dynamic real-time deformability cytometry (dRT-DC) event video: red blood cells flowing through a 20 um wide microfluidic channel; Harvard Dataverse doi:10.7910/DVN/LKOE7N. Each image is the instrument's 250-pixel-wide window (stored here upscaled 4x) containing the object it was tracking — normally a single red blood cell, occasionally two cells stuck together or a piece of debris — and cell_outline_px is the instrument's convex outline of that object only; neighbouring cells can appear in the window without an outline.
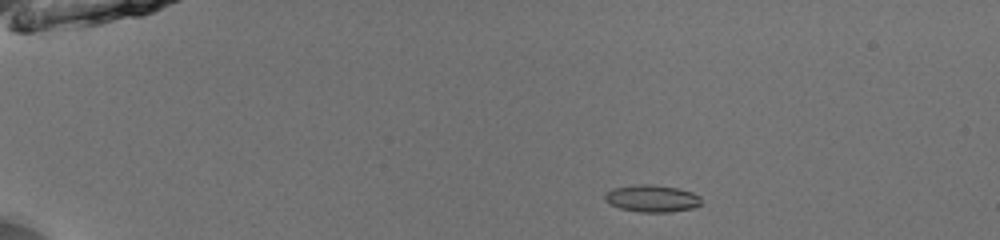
{"species": "common noctule bat (a hibernating species)", "species_latin": "Nyctalus noctula", "temperature_condition": "room temperature", "stored_images_in_passage": 53, "camera_frame_rate_fps": 3000, "um_per_image_px": 0.085, "animal": {"sex": "male", "body_mass_g": 13.0, "forearm_length_mm": 53.1}, "frame": {"image": 1, "passage_image": 11, "time_ms": 3.333, "image_size_px": [1000, 240], "cell_outline_px": [[700, 204], [692, 208], [668, 212], [640, 212], [620, 208], [608, 204], [604, 200], [604, 196], [612, 188], [632, 184], [652, 184], [676, 188], [692, 192], [700, 196]], "centroid_in_image_um": [55.37, 16.86], "position_along_channel_um": 29.6, "area_um2": 15.26}}
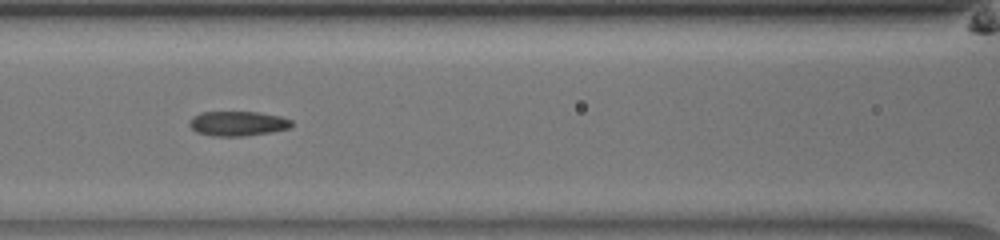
{"frame": {"image": 2, "passage_image": 26, "time_ms": 8.333, "image_size_px": [1000, 240], "cell_outline_px": [[292, 124], [288, 128], [272, 132], [244, 136], [212, 136], [196, 132], [188, 124], [192, 116], [200, 112], [260, 112], [280, 116], [292, 120]], "centroid_in_image_um": [20.18, 10.5], "position_along_channel_um": 146.4, "area_um2": 14.8}}
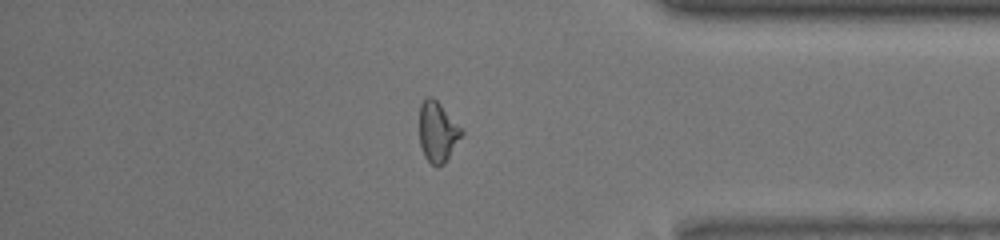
{"frame": {"image": 3, "passage_image": 46, "time_ms": 15.0, "image_size_px": [1000, 240], "cell_outline_px": [[464, 132], [444, 164], [436, 168], [424, 156], [420, 144], [420, 104], [428, 96], [432, 96], [464, 128]], "centroid_in_image_um": [37.22, 11.21], "position_along_channel_um": 398.0, "area_um2": 14.91}, "authors_computed_cell_mechanics": {"area_um2": 14.8546, "velocity_mm_per_s": 3.9763, "shape_relaxation_time_tau1_ms": null, "shape_relaxation_time_tau2_ms": 2.7033, "deformation_change_tau1": null, "deformation_change_tau2": 0.0762}}